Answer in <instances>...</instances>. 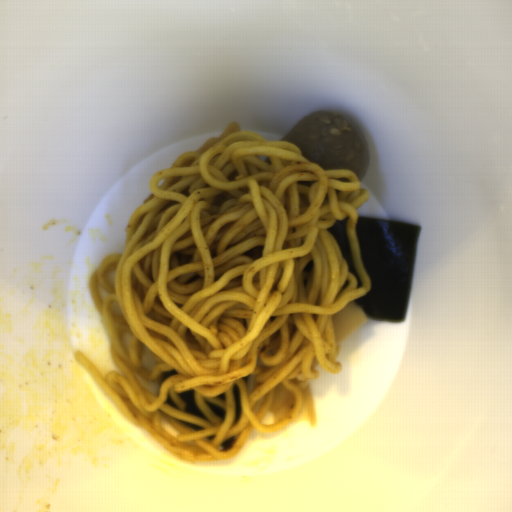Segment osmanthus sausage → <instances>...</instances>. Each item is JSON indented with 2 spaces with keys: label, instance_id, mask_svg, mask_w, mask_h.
<instances>
[{
  "label": "osmanthus sausage",
  "instance_id": "osmanthus-sausage-1",
  "mask_svg": "<svg viewBox=\"0 0 512 512\" xmlns=\"http://www.w3.org/2000/svg\"><path fill=\"white\" fill-rule=\"evenodd\" d=\"M360 313L364 314L365 321L369 320L368 316L354 300L345 304L332 318L336 337L344 332L353 319Z\"/></svg>",
  "mask_w": 512,
  "mask_h": 512
}]
</instances>
